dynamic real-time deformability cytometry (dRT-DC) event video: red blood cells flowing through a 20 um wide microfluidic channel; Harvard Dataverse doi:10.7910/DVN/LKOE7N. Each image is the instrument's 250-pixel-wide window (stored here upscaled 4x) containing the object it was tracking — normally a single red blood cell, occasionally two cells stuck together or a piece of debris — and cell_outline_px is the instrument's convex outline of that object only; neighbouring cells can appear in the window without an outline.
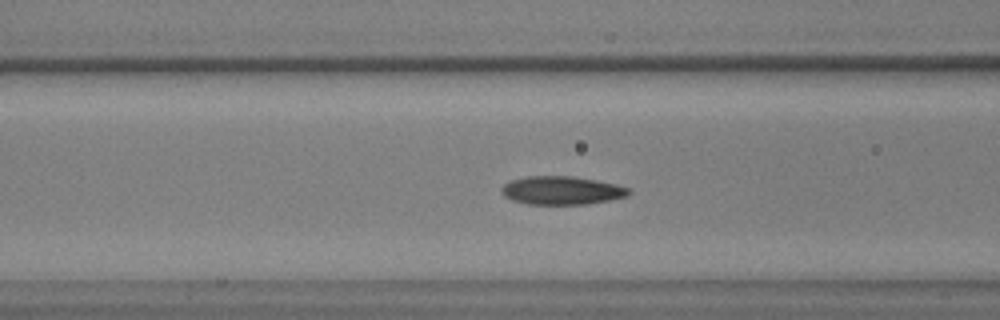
{"species": "common noctule bat (a hibernating species)", "species_latin": "Nyctalus noctula", "temperature_condition": "warm", "stored_images_in_passage": 59, "camera_frame_rate_fps": 3000, "um_per_image_px": 0.085, "animal": {"sex": "male", "body_mass_g": 17.9, "forearm_length_mm": 54.2}, "frame": {"image": 1, "passage_image": 23, "time_ms": 7.333, "image_size_px": [1000, 320], "cell_outline_px": [[632, 192], [628, 196], [588, 204], [528, 204], [512, 200], [504, 196], [500, 192], [500, 188], [504, 184], [512, 180], [528, 176], [572, 176], [596, 180], [616, 184], [628, 188]], "centroid_in_image_um": [47.74, 16.19], "position_along_channel_um": 118.9, "area_um2": 21.04}}
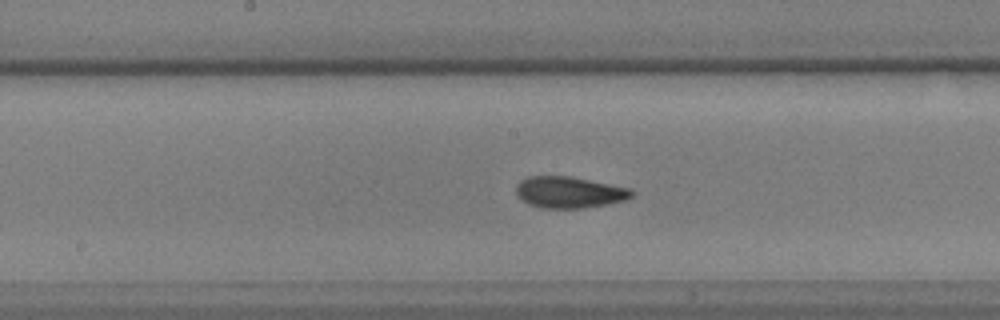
{"frame": {"image": 2, "passage_image": 30, "time_ms": 9.667, "image_size_px": [1000, 320], "cell_outline_px": [[636, 192], [632, 196], [624, 200], [608, 204], [584, 208], [540, 208], [528, 204], [520, 200], [516, 196], [516, 184], [520, 180], [528, 176], [572, 176], [632, 188]], "centroid_in_image_um": [48.38, 16.34], "position_along_channel_um": 199.8, "area_um2": 21.62}}
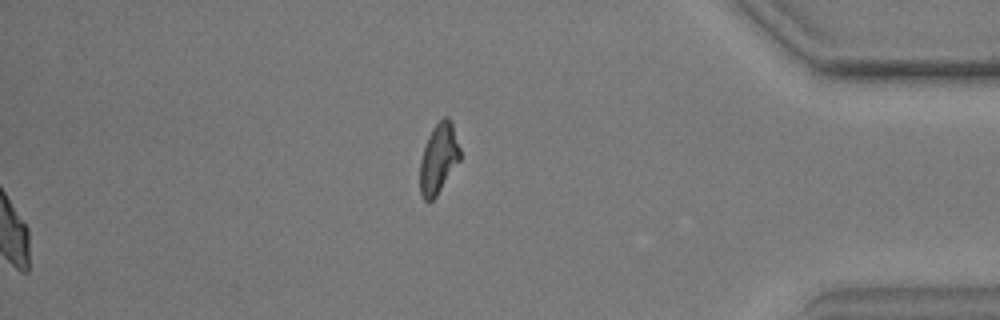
{"frame": {"image": 3, "passage_image": 59, "time_ms": 19.333, "image_size_px": [1000, 320], "cell_outline_px": [[460, 160], [436, 196], [432, 200], [424, 200], [420, 192], [420, 160], [428, 136], [432, 128], [444, 116], [448, 116], [452, 120], [460, 148]], "centroid_in_image_um": [37.29, 13.44], "position_along_channel_um": 397.9, "area_um2": 16.36}}